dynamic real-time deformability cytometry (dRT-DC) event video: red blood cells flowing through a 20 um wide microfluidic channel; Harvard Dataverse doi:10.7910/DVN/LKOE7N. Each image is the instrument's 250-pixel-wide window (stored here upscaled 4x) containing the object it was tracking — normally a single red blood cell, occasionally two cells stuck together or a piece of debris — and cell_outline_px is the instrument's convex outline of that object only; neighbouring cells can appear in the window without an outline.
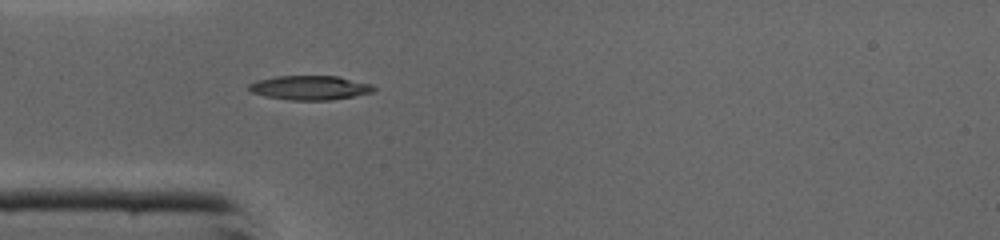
{"species": "common noctule bat (a hibernating species)", "species_latin": "Nyctalus noctula", "temperature_condition": "cold", "stored_images_in_passage": 33, "camera_frame_rate_fps": 3000, "um_per_image_px": 0.085, "animal": {"sex": "male", "body_mass_g": 19.0, "forearm_length_mm": 50.8}, "frame": {"image": 1, "passage_image": 1, "time_ms": 0.0, "image_size_px": [1000, 240], "cell_outline_px": [[376, 88], [372, 92], [352, 96], [328, 100], [292, 100], [264, 96], [252, 92], [248, 88], [248, 84], [256, 80], [276, 76], [340, 76], [372, 84]], "centroid_in_image_um": [26.33, 7.44], "position_along_channel_um": 58.7, "area_um2": 17.63}}
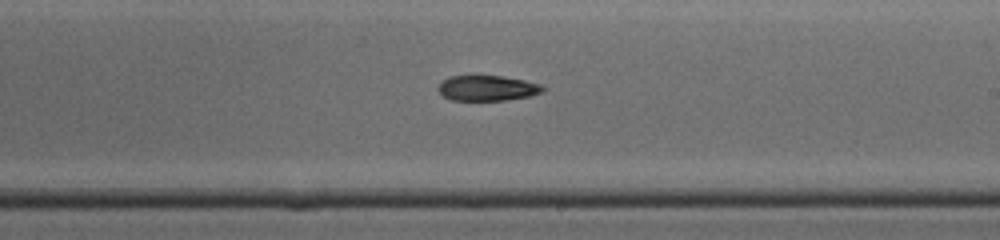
{"frame": {"image": 2, "passage_image": 14, "time_ms": 4.333, "image_size_px": [1000, 240], "cell_outline_px": [[544, 92], [532, 96], [504, 100], [452, 100], [444, 96], [436, 88], [448, 76], [476, 72], [504, 76], [544, 84]], "centroid_in_image_um": [41.43, 7.43], "position_along_channel_um": 247.6, "area_um2": 16.36}}
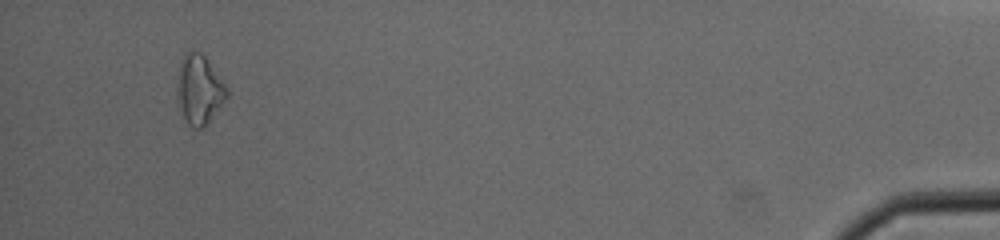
{"frame": {"image": 3, "passage_image": 31, "time_ms": 10.0, "image_size_px": [1000, 240], "cell_outline_px": [[228, 96], [208, 120], [200, 128], [196, 128], [188, 124], [184, 120], [176, 88], [180, 60], [188, 52], [200, 52], [208, 60], [228, 88]], "centroid_in_image_um": [16.93, 7.58], "position_along_channel_um": 418.3, "area_um2": 19.48}}